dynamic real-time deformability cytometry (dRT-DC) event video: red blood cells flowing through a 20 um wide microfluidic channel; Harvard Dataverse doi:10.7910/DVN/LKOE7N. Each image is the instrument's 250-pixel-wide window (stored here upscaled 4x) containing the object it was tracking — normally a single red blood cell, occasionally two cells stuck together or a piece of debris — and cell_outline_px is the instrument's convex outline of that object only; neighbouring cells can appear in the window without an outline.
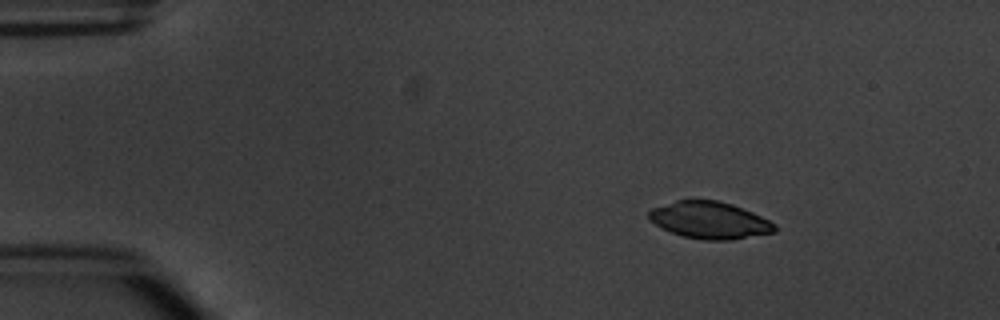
{"species": "common noctule bat (a hibernating species)", "species_latin": "Nyctalus noctula", "temperature_condition": "warm", "stored_images_in_passage": 3, "camera_frame_rate_fps": 3000, "um_per_image_px": 0.085, "animal": {"sex": "male", "body_mass_g": 20.1, "forearm_length_mm": 53.5}, "frame": {"image": 1, "passage_image": 1, "time_ms": 0.0, "image_size_px": [1000, 320], "cell_outline_px": [[776, 232], [732, 240], [704, 240], [684, 236], [672, 232], [648, 220], [648, 212], [652, 208], [676, 200], [716, 200], [732, 204], [752, 212], [776, 224]], "centroid_in_image_um": [60.33, 18.72], "position_along_channel_um": 24.7, "area_um2": 26.99}}